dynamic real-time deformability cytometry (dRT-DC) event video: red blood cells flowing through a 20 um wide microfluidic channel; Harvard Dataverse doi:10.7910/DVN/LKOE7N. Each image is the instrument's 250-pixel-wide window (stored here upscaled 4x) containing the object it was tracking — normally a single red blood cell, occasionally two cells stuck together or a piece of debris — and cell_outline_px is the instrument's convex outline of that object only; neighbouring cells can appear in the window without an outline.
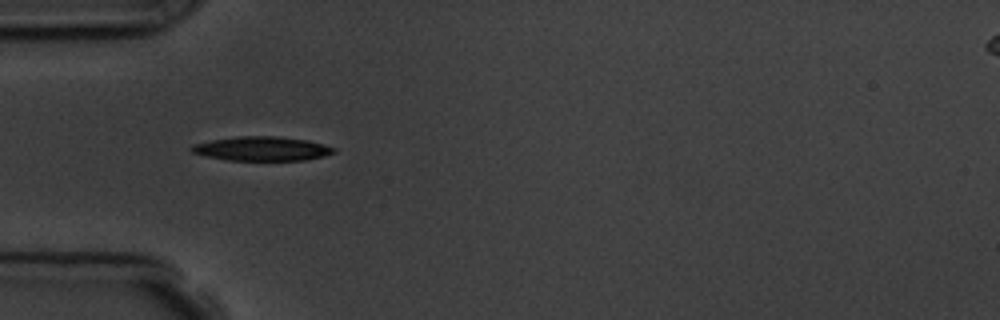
{"species": "common noctule bat (a hibernating species)", "species_latin": "Nyctalus noctula", "temperature_condition": "room temperature", "stored_images_in_passage": 6, "camera_frame_rate_fps": 3000, "um_per_image_px": 0.085, "animal": {"sex": "male", "body_mass_g": 19.5, "forearm_length_mm": 54.6}, "frame": {"image": 1, "passage_image": 6, "time_ms": 5.667, "image_size_px": [1000, 320], "cell_outline_px": [[336, 152], [324, 156], [304, 160], [228, 160], [204, 156], [192, 152], [188, 148], [192, 144], [212, 140], [236, 136], [276, 136], [308, 140], [324, 144], [336, 148]], "centroid_in_image_um": [22.25, 12.63], "position_along_channel_um": 62.8, "area_um2": 20.17}}